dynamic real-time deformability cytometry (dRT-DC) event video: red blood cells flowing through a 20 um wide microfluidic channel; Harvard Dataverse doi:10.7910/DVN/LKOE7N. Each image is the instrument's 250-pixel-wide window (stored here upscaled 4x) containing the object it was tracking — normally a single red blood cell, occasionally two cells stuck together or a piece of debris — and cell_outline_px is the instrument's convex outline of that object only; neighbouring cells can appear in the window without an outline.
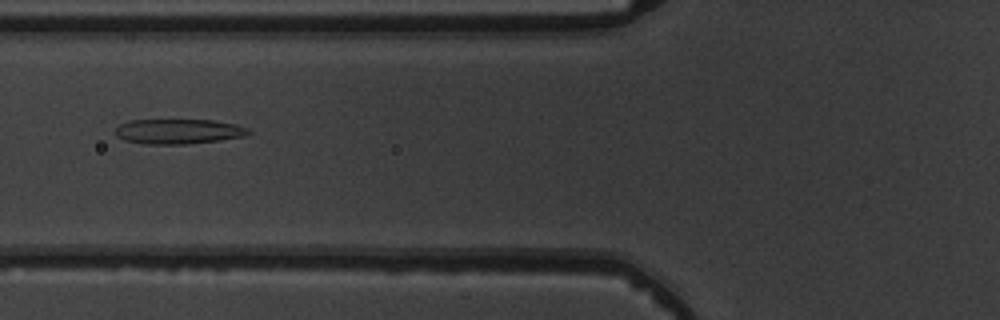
{"species": "common noctule bat (a hibernating species)", "species_latin": "Nyctalus noctula", "temperature_condition": "warm", "stored_images_in_passage": 2, "camera_frame_rate_fps": 3000, "um_per_image_px": 0.085, "animal": {"sex": "male", "body_mass_g": 19.5, "forearm_length_mm": 54.6}, "frame": {"image": 1, "passage_image": 2, "time_ms": 1.333, "image_size_px": [1000, 320], "cell_outline_px": [[252, 132], [244, 136], [220, 140], [188, 144], [144, 144], [124, 140], [116, 136], [116, 128], [120, 124], [128, 120], [212, 120], [236, 124], [248, 128]], "centroid_in_image_um": [15.16, 11.17], "position_along_channel_um": 110.6, "area_um2": 19.42}}